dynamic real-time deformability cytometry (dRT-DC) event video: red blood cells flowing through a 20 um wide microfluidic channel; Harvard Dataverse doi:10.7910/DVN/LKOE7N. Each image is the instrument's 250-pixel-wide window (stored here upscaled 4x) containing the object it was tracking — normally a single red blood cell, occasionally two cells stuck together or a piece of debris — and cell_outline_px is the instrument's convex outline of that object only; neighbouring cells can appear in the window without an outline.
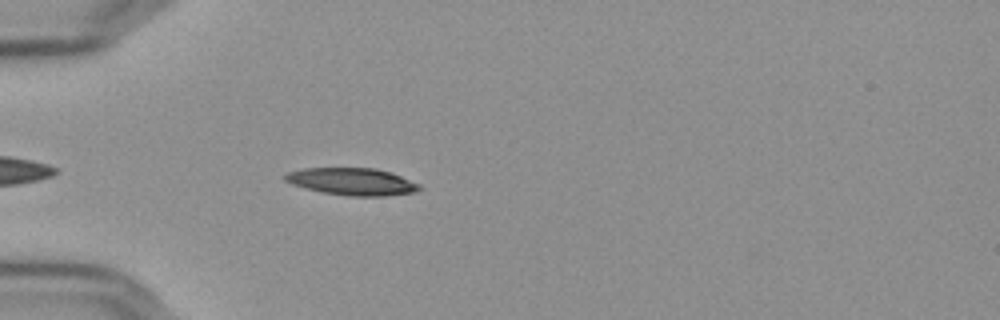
{"species": "Egyptian fruit bat (a non-hibernating species)", "species_latin": "Rousettus aegyptiacus", "temperature_condition": "cold", "stored_images_in_passage": 44, "camera_frame_rate_fps": 3000, "um_per_image_px": 0.085, "frame": {"image": 1, "passage_image": 5, "time_ms": 1.333, "image_size_px": [1000, 320], "cell_outline_px": [[420, 188], [416, 192], [384, 196], [348, 196], [320, 192], [292, 184], [284, 180], [284, 176], [288, 172], [304, 168], [376, 168], [392, 172], [420, 184]], "centroid_in_image_um": [29.94, 15.43], "position_along_channel_um": 55.1, "area_um2": 21.39}}
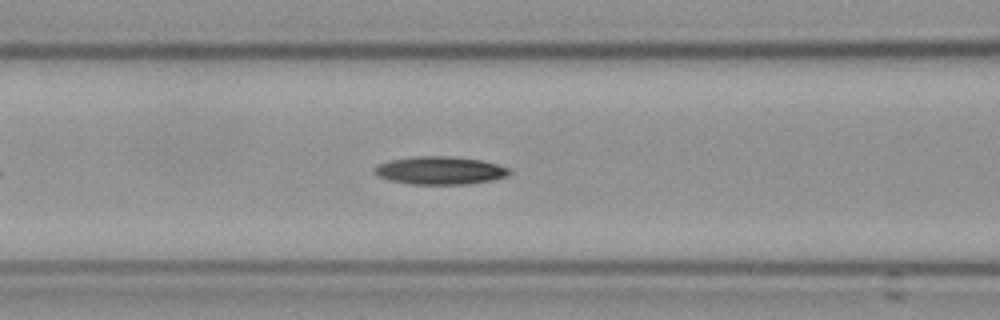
{"frame": {"image": 2, "passage_image": 12, "time_ms": 3.667, "image_size_px": [1000, 320], "cell_outline_px": [[512, 172], [508, 176], [492, 180], [468, 184], [408, 184], [388, 180], [372, 172], [380, 164], [392, 160], [412, 156], [452, 156], [480, 160], [496, 164], [508, 168]], "centroid_in_image_um": [37.42, 14.49], "position_along_channel_um": 129.2, "area_um2": 21.91}}
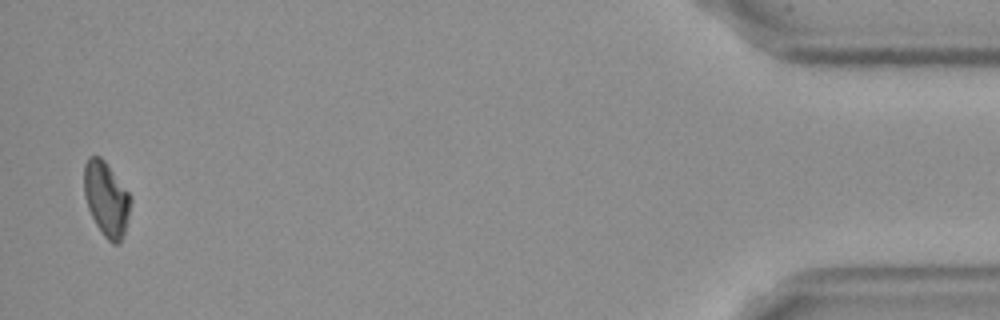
{"frame": {"image": 3, "passage_image": 43, "time_ms": 14.0, "image_size_px": [1000, 320], "cell_outline_px": [[132, 200], [124, 232], [120, 244], [112, 244], [104, 236], [96, 224], [88, 208], [84, 196], [84, 164], [88, 156], [100, 156], [104, 160], [132, 196]], "centroid_in_image_um": [9.04, 16.9], "position_along_channel_um": 426.2, "area_um2": 20.23}, "authors_computed_cell_mechanics": {"area_um2": 20.9525, "velocity_mm_per_s": 3.6368, "shape_relaxation_time_tau1_ms": 6.608, "shape_relaxation_time_tau2_ms": null, "deformation_change_tau1": 0.1286, "deformation_change_tau2": null}}